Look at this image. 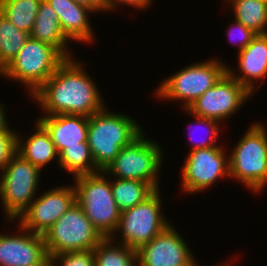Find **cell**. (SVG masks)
I'll return each mask as SVG.
<instances>
[{"label": "cell", "mask_w": 267, "mask_h": 266, "mask_svg": "<svg viewBox=\"0 0 267 266\" xmlns=\"http://www.w3.org/2000/svg\"><path fill=\"white\" fill-rule=\"evenodd\" d=\"M64 171L73 174V178L100 172L96 167L87 142H81V146L65 148L57 161Z\"/></svg>", "instance_id": "d4e9b609"}, {"label": "cell", "mask_w": 267, "mask_h": 266, "mask_svg": "<svg viewBox=\"0 0 267 266\" xmlns=\"http://www.w3.org/2000/svg\"><path fill=\"white\" fill-rule=\"evenodd\" d=\"M181 168L182 191L197 194L230 177L229 156L222 146L190 150Z\"/></svg>", "instance_id": "8fae6325"}, {"label": "cell", "mask_w": 267, "mask_h": 266, "mask_svg": "<svg viewBox=\"0 0 267 266\" xmlns=\"http://www.w3.org/2000/svg\"><path fill=\"white\" fill-rule=\"evenodd\" d=\"M32 39L48 43L57 48L66 58H72L71 51H68L69 39L64 35L60 26L58 15L47 3L42 0L33 30L30 34ZM67 43V44H66Z\"/></svg>", "instance_id": "ffe728a7"}, {"label": "cell", "mask_w": 267, "mask_h": 266, "mask_svg": "<svg viewBox=\"0 0 267 266\" xmlns=\"http://www.w3.org/2000/svg\"><path fill=\"white\" fill-rule=\"evenodd\" d=\"M145 136L143 131L129 145L121 148L104 172L111 178L143 181L159 190V169L164 163V151L159 143Z\"/></svg>", "instance_id": "52a82bcc"}, {"label": "cell", "mask_w": 267, "mask_h": 266, "mask_svg": "<svg viewBox=\"0 0 267 266\" xmlns=\"http://www.w3.org/2000/svg\"><path fill=\"white\" fill-rule=\"evenodd\" d=\"M30 34L16 28L0 12V72L12 61Z\"/></svg>", "instance_id": "484cf974"}, {"label": "cell", "mask_w": 267, "mask_h": 266, "mask_svg": "<svg viewBox=\"0 0 267 266\" xmlns=\"http://www.w3.org/2000/svg\"><path fill=\"white\" fill-rule=\"evenodd\" d=\"M252 94L227 72L188 108L193 114L219 122L240 111Z\"/></svg>", "instance_id": "7c38bea8"}, {"label": "cell", "mask_w": 267, "mask_h": 266, "mask_svg": "<svg viewBox=\"0 0 267 266\" xmlns=\"http://www.w3.org/2000/svg\"><path fill=\"white\" fill-rule=\"evenodd\" d=\"M237 55V67L240 72L227 66V73L253 95L258 88L255 83L267 78V34H257ZM234 72H238V75Z\"/></svg>", "instance_id": "2e32d148"}, {"label": "cell", "mask_w": 267, "mask_h": 266, "mask_svg": "<svg viewBox=\"0 0 267 266\" xmlns=\"http://www.w3.org/2000/svg\"><path fill=\"white\" fill-rule=\"evenodd\" d=\"M66 59L54 46L29 37L0 76L25 85L32 96Z\"/></svg>", "instance_id": "5b68a950"}, {"label": "cell", "mask_w": 267, "mask_h": 266, "mask_svg": "<svg viewBox=\"0 0 267 266\" xmlns=\"http://www.w3.org/2000/svg\"><path fill=\"white\" fill-rule=\"evenodd\" d=\"M110 180L104 171L74 178L76 202L104 238L115 234L121 214Z\"/></svg>", "instance_id": "277c9868"}, {"label": "cell", "mask_w": 267, "mask_h": 266, "mask_svg": "<svg viewBox=\"0 0 267 266\" xmlns=\"http://www.w3.org/2000/svg\"><path fill=\"white\" fill-rule=\"evenodd\" d=\"M41 169L16 153L0 175V198L7 222L16 220L37 197Z\"/></svg>", "instance_id": "ba28073f"}, {"label": "cell", "mask_w": 267, "mask_h": 266, "mask_svg": "<svg viewBox=\"0 0 267 266\" xmlns=\"http://www.w3.org/2000/svg\"><path fill=\"white\" fill-rule=\"evenodd\" d=\"M130 115L110 112L107 107L89 117L87 143L96 167L104 171L121 148L136 139L143 129Z\"/></svg>", "instance_id": "7a4b0ae2"}, {"label": "cell", "mask_w": 267, "mask_h": 266, "mask_svg": "<svg viewBox=\"0 0 267 266\" xmlns=\"http://www.w3.org/2000/svg\"><path fill=\"white\" fill-rule=\"evenodd\" d=\"M171 224L137 250L138 266H198L187 242ZM181 235V236H180Z\"/></svg>", "instance_id": "5bb4252c"}, {"label": "cell", "mask_w": 267, "mask_h": 266, "mask_svg": "<svg viewBox=\"0 0 267 266\" xmlns=\"http://www.w3.org/2000/svg\"><path fill=\"white\" fill-rule=\"evenodd\" d=\"M67 58L31 96L46 116L68 114L90 117L105 106L94 80L79 60ZM79 61V62H78Z\"/></svg>", "instance_id": "6da1fadb"}, {"label": "cell", "mask_w": 267, "mask_h": 266, "mask_svg": "<svg viewBox=\"0 0 267 266\" xmlns=\"http://www.w3.org/2000/svg\"><path fill=\"white\" fill-rule=\"evenodd\" d=\"M153 0H105L106 12H113L116 11V7H120L119 4L128 5L130 7L136 8V10H146L147 8L151 7V3Z\"/></svg>", "instance_id": "4dcf8cb0"}, {"label": "cell", "mask_w": 267, "mask_h": 266, "mask_svg": "<svg viewBox=\"0 0 267 266\" xmlns=\"http://www.w3.org/2000/svg\"><path fill=\"white\" fill-rule=\"evenodd\" d=\"M116 241L104 238L93 249L95 266H138L137 250Z\"/></svg>", "instance_id": "603a6c76"}, {"label": "cell", "mask_w": 267, "mask_h": 266, "mask_svg": "<svg viewBox=\"0 0 267 266\" xmlns=\"http://www.w3.org/2000/svg\"><path fill=\"white\" fill-rule=\"evenodd\" d=\"M229 265H231V264H229V263L227 264V263L225 262L224 264L222 263V264H220V265L218 264V265H216V266H229Z\"/></svg>", "instance_id": "836d02e7"}, {"label": "cell", "mask_w": 267, "mask_h": 266, "mask_svg": "<svg viewBox=\"0 0 267 266\" xmlns=\"http://www.w3.org/2000/svg\"><path fill=\"white\" fill-rule=\"evenodd\" d=\"M0 234V266H49L44 236L23 228Z\"/></svg>", "instance_id": "9a60e30c"}, {"label": "cell", "mask_w": 267, "mask_h": 266, "mask_svg": "<svg viewBox=\"0 0 267 266\" xmlns=\"http://www.w3.org/2000/svg\"><path fill=\"white\" fill-rule=\"evenodd\" d=\"M77 4L83 5L85 7H88L91 9L93 12H104L106 11V6H105V0H73Z\"/></svg>", "instance_id": "1f68e13d"}, {"label": "cell", "mask_w": 267, "mask_h": 266, "mask_svg": "<svg viewBox=\"0 0 267 266\" xmlns=\"http://www.w3.org/2000/svg\"><path fill=\"white\" fill-rule=\"evenodd\" d=\"M75 202V185L56 186L37 195L16 221L28 231L44 235Z\"/></svg>", "instance_id": "4fadbf2b"}, {"label": "cell", "mask_w": 267, "mask_h": 266, "mask_svg": "<svg viewBox=\"0 0 267 266\" xmlns=\"http://www.w3.org/2000/svg\"><path fill=\"white\" fill-rule=\"evenodd\" d=\"M58 15V20L64 35L70 41L79 43H91L95 36L90 23V13H94L88 7L77 4L73 0H46Z\"/></svg>", "instance_id": "ac0fdd59"}, {"label": "cell", "mask_w": 267, "mask_h": 266, "mask_svg": "<svg viewBox=\"0 0 267 266\" xmlns=\"http://www.w3.org/2000/svg\"><path fill=\"white\" fill-rule=\"evenodd\" d=\"M230 25L228 27V31L226 32L227 34L225 35H227L231 45L238 46V52L245 49L246 46L257 36V33L250 28L245 27L242 23L236 21L235 19H233V23Z\"/></svg>", "instance_id": "f1b7e54d"}, {"label": "cell", "mask_w": 267, "mask_h": 266, "mask_svg": "<svg viewBox=\"0 0 267 266\" xmlns=\"http://www.w3.org/2000/svg\"><path fill=\"white\" fill-rule=\"evenodd\" d=\"M5 105L0 102V132L2 131H14L9 127L8 121L6 120Z\"/></svg>", "instance_id": "d6a6232c"}, {"label": "cell", "mask_w": 267, "mask_h": 266, "mask_svg": "<svg viewBox=\"0 0 267 266\" xmlns=\"http://www.w3.org/2000/svg\"><path fill=\"white\" fill-rule=\"evenodd\" d=\"M242 136L229 153L230 177L260 193L267 186V130L255 122Z\"/></svg>", "instance_id": "3957f363"}, {"label": "cell", "mask_w": 267, "mask_h": 266, "mask_svg": "<svg viewBox=\"0 0 267 266\" xmlns=\"http://www.w3.org/2000/svg\"><path fill=\"white\" fill-rule=\"evenodd\" d=\"M230 4L234 19L257 34H267L266 0H226Z\"/></svg>", "instance_id": "44dd1931"}, {"label": "cell", "mask_w": 267, "mask_h": 266, "mask_svg": "<svg viewBox=\"0 0 267 266\" xmlns=\"http://www.w3.org/2000/svg\"><path fill=\"white\" fill-rule=\"evenodd\" d=\"M160 198L161 192L156 190L144 202L121 212L116 234L110 238L116 240L120 233L122 239L117 242L136 250L150 242L170 225L161 211L163 205Z\"/></svg>", "instance_id": "30bf717a"}, {"label": "cell", "mask_w": 267, "mask_h": 266, "mask_svg": "<svg viewBox=\"0 0 267 266\" xmlns=\"http://www.w3.org/2000/svg\"><path fill=\"white\" fill-rule=\"evenodd\" d=\"M43 236L49 259L61 253L93 250L104 239L77 202Z\"/></svg>", "instance_id": "9c48e42d"}, {"label": "cell", "mask_w": 267, "mask_h": 266, "mask_svg": "<svg viewBox=\"0 0 267 266\" xmlns=\"http://www.w3.org/2000/svg\"><path fill=\"white\" fill-rule=\"evenodd\" d=\"M42 0H0V12L18 29L31 34Z\"/></svg>", "instance_id": "cb8c5ba5"}, {"label": "cell", "mask_w": 267, "mask_h": 266, "mask_svg": "<svg viewBox=\"0 0 267 266\" xmlns=\"http://www.w3.org/2000/svg\"><path fill=\"white\" fill-rule=\"evenodd\" d=\"M226 65L217 57L187 65L160 82L153 95L164 101H182V108L188 109L227 72Z\"/></svg>", "instance_id": "8992f818"}, {"label": "cell", "mask_w": 267, "mask_h": 266, "mask_svg": "<svg viewBox=\"0 0 267 266\" xmlns=\"http://www.w3.org/2000/svg\"><path fill=\"white\" fill-rule=\"evenodd\" d=\"M49 133L58 155L67 147L81 146L87 142L89 117L59 114L37 118Z\"/></svg>", "instance_id": "e0dca14e"}, {"label": "cell", "mask_w": 267, "mask_h": 266, "mask_svg": "<svg viewBox=\"0 0 267 266\" xmlns=\"http://www.w3.org/2000/svg\"><path fill=\"white\" fill-rule=\"evenodd\" d=\"M17 153V131L0 132V172Z\"/></svg>", "instance_id": "f546056e"}, {"label": "cell", "mask_w": 267, "mask_h": 266, "mask_svg": "<svg viewBox=\"0 0 267 266\" xmlns=\"http://www.w3.org/2000/svg\"><path fill=\"white\" fill-rule=\"evenodd\" d=\"M35 125L36 132H31L33 134L26 139L17 132V153L42 170L55 158L58 160L59 155L46 129L37 120Z\"/></svg>", "instance_id": "d6986e66"}, {"label": "cell", "mask_w": 267, "mask_h": 266, "mask_svg": "<svg viewBox=\"0 0 267 266\" xmlns=\"http://www.w3.org/2000/svg\"><path fill=\"white\" fill-rule=\"evenodd\" d=\"M112 193L120 212L144 202L156 190L148 183L131 179H111Z\"/></svg>", "instance_id": "7402d4cb"}, {"label": "cell", "mask_w": 267, "mask_h": 266, "mask_svg": "<svg viewBox=\"0 0 267 266\" xmlns=\"http://www.w3.org/2000/svg\"><path fill=\"white\" fill-rule=\"evenodd\" d=\"M186 111L190 116L195 117L196 123L194 125H202V127L207 130V132L209 133V137L207 139V137L201 138V140H197L195 141V139H193V136H191L192 133H194L193 130H191L190 132H192L191 134H189L188 136L192 139L190 140V145H191V150H196V149H202V148H211V147H216V144L219 143L217 142L218 138H219V130H220V122L215 120V119H211V118H206V117H201V116H197V115H193L188 109H183V111ZM193 126V125H192ZM197 126V127H198ZM195 127V126H194ZM201 127V126H200ZM194 129H197L196 127ZM198 131V129H197ZM201 131V128L200 130Z\"/></svg>", "instance_id": "4316f807"}, {"label": "cell", "mask_w": 267, "mask_h": 266, "mask_svg": "<svg viewBox=\"0 0 267 266\" xmlns=\"http://www.w3.org/2000/svg\"><path fill=\"white\" fill-rule=\"evenodd\" d=\"M49 266H95L93 250L54 255L50 258Z\"/></svg>", "instance_id": "83f0119b"}]
</instances>
